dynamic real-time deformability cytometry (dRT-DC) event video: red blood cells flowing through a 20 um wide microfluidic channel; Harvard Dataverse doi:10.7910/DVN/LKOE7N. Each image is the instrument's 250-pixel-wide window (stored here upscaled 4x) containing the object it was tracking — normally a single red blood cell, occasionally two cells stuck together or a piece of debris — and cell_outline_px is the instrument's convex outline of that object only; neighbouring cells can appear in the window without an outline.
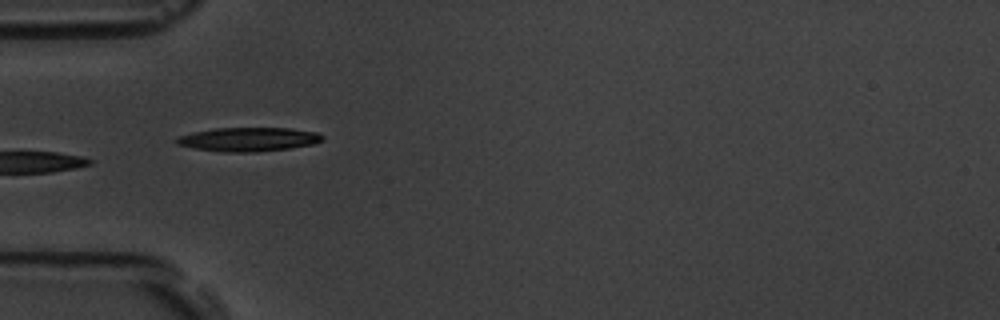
{"species": "common noctule bat (a hibernating species)", "species_latin": "Nyctalus noctula", "temperature_condition": "room temperature", "stored_images_in_passage": 6, "camera_frame_rate_fps": 3000, "um_per_image_px": 0.085, "animal": {"sex": "male", "body_mass_g": 19.5, "forearm_length_mm": 54.6}, "frame": {"image": 1, "passage_image": 5, "time_ms": 1.333, "image_size_px": [1000, 320], "cell_outline_px": [[324, 140], [312, 144], [288, 148], [256, 152], [224, 152], [196, 148], [176, 144], [172, 140], [176, 136], [192, 132], [216, 128], [288, 128], [316, 132], [324, 136]], "centroid_in_image_um": [21.07, 11.84], "position_along_channel_um": 63.9, "area_um2": 20.35}}